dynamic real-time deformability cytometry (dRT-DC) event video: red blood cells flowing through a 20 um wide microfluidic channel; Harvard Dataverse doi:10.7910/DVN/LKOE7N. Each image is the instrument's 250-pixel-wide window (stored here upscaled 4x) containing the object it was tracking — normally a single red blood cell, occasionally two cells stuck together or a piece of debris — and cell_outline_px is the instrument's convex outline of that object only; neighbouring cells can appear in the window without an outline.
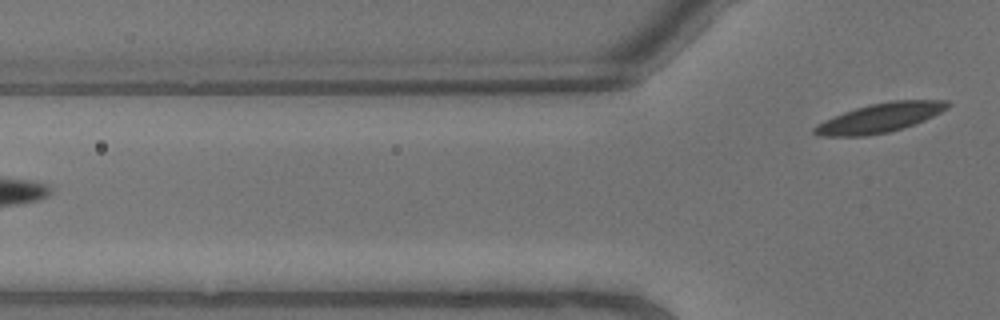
{"species": "common noctule bat (a hibernating species)", "species_latin": "Nyctalus noctula", "temperature_condition": "warm", "stored_images_in_passage": 9, "camera_frame_rate_fps": 3000, "um_per_image_px": 0.085, "animal": {"sex": "male", "body_mass_g": 13.3}, "frame": {"image": 1, "passage_image": 9, "time_ms": 2.667, "image_size_px": [1000, 320], "cell_outline_px": [[952, 104], [948, 108], [924, 120], [888, 132], [864, 136], [820, 136], [812, 132], [812, 128], [816, 124], [824, 120], [844, 112], [856, 108], [872, 104], [892, 100], [948, 100]], "centroid_in_image_um": [74.78, 10.01], "position_along_channel_um": 51.0, "area_um2": 22.43}}